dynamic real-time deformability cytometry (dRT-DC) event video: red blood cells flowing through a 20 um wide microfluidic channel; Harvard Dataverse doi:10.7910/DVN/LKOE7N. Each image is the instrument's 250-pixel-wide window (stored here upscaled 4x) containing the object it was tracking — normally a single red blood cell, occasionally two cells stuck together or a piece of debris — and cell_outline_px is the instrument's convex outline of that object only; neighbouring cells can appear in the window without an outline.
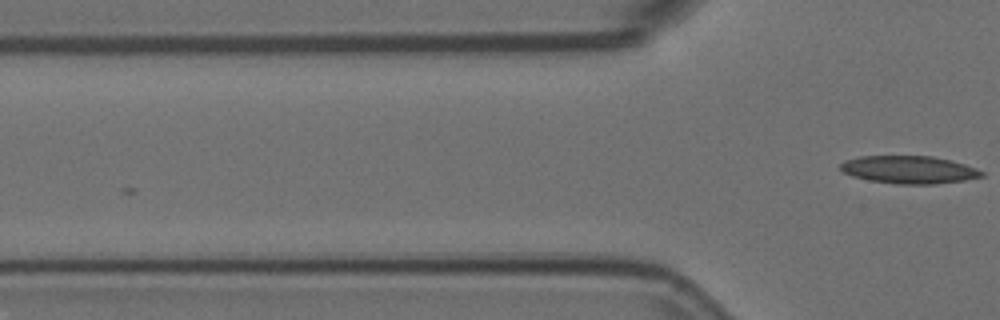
{"species": "Egyptian fruit bat (a non-hibernating species)", "species_latin": "Rousettus aegyptiacus", "temperature_condition": "room temperature", "stored_images_in_passage": 2, "camera_frame_rate_fps": 3000, "um_per_image_px": 0.085, "animal": {"sex": "female"}, "frame": {"image": 1, "passage_image": 2, "time_ms": 0.333, "image_size_px": [1000, 320], "cell_outline_px": [[984, 176], [964, 180], [932, 184], [896, 184], [868, 180], [852, 176], [844, 172], [840, 168], [840, 164], [844, 160], [860, 156], [932, 156], [964, 164], [976, 168], [984, 172]], "centroid_in_image_um": [77.24, 14.42], "position_along_channel_um": 48.6, "area_um2": 22.72}}